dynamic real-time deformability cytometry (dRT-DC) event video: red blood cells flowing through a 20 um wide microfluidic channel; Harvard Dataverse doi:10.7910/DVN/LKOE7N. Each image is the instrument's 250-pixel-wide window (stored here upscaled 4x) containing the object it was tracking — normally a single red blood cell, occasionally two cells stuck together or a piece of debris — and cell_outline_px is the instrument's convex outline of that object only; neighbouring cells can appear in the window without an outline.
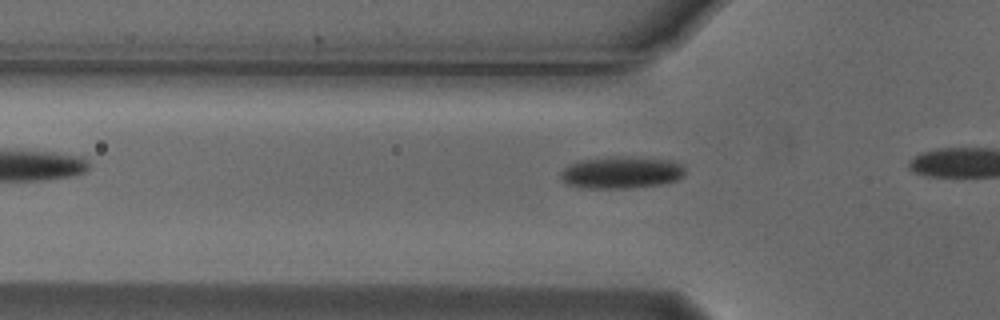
{"species": "Egyptian fruit bat (a non-hibernating species)", "species_latin": "Rousettus aegyptiacus", "temperature_condition": "cold", "stored_images_in_passage": 8, "camera_frame_rate_fps": 3000, "um_per_image_px": 0.085, "animal": {"sex": "male"}, "frame": {"image": 1, "passage_image": 2, "time_ms": 0.333, "image_size_px": [1000, 320], "cell_outline_px": [[684, 176], [676, 180], [660, 184], [628, 188], [588, 188], [564, 184], [560, 180], [560, 172], [568, 164], [580, 160], [612, 156], [628, 156], [672, 160], [684, 164]], "centroid_in_image_um": [52.79, 14.65], "position_along_channel_um": 73.0, "area_um2": 23.58}}
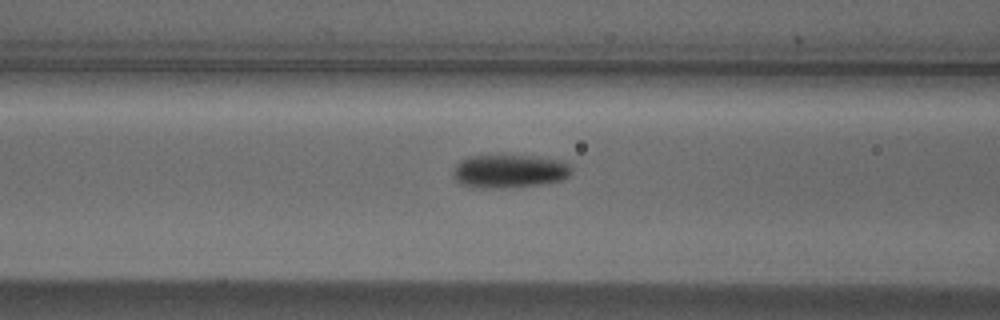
{"frame": {"image": 2, "passage_image": 6, "time_ms": 1.667, "image_size_px": [1000, 320], "cell_outline_px": [[572, 172], [564, 180], [540, 184], [504, 188], [472, 188], [460, 184], [452, 176], [452, 172], [456, 164], [460, 160], [468, 156], [532, 156], [564, 160], [572, 168]], "centroid_in_image_um": [43.28, 14.56], "position_along_channel_um": 123.3, "area_um2": 23.29}}